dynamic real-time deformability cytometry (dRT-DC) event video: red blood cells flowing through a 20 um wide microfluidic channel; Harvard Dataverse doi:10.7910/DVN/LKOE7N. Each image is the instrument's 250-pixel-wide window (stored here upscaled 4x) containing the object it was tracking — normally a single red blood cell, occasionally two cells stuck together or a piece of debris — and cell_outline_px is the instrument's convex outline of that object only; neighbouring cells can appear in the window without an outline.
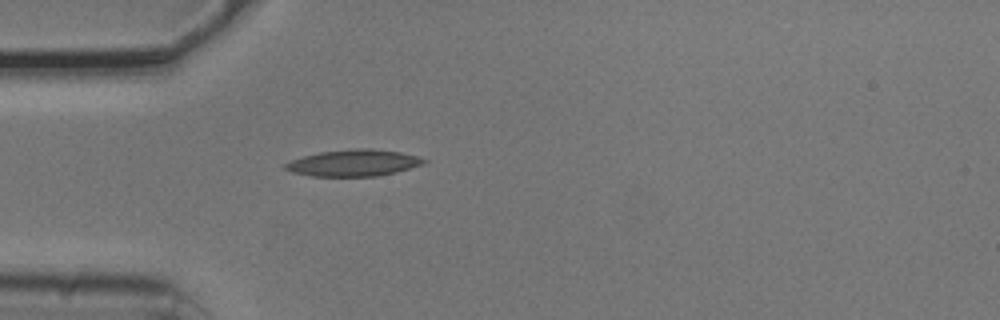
{"species": "common noctule bat (a hibernating species)", "species_latin": "Nyctalus noctula", "temperature_condition": "cold", "stored_images_in_passage": 1, "camera_frame_rate_fps": 3000, "um_per_image_px": 0.085, "animal": {"sex": "male", "body_mass_g": 20.5, "forearm_length_mm": 52.5}, "frame": {"image": 1, "passage_image": 1, "time_ms": 0.0, "image_size_px": [1000, 320], "cell_outline_px": [[428, 160], [424, 164], [396, 172], [376, 176], [312, 176], [292, 172], [284, 168], [284, 164], [292, 160], [304, 156], [320, 152], [356, 148], [372, 148], [400, 152], [416, 156]], "centroid_in_image_um": [30.07, 13.84], "position_along_channel_um": 54.9, "area_um2": 21.33}}